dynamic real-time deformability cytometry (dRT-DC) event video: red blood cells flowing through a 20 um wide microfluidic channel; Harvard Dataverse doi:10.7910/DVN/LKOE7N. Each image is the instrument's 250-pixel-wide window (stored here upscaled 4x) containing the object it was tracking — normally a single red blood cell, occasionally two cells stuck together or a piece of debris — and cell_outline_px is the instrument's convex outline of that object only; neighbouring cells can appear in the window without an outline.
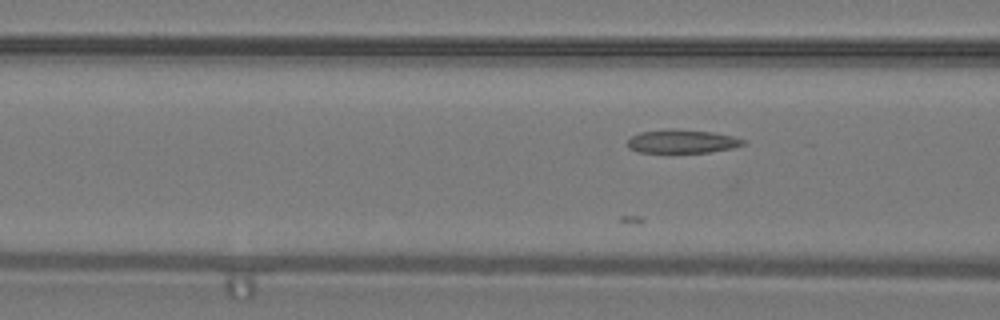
{"species": "common noctule bat (a hibernating species)", "species_latin": "Nyctalus noctula", "temperature_condition": "warm", "stored_images_in_passage": 13, "camera_frame_rate_fps": 3000, "um_per_image_px": 0.085, "animal": {"sex": "male", "body_mass_g": 19.2, "forearm_length_mm": 51.8}, "frame": {"image": 1, "passage_image": 4, "time_ms": 1.0, "image_size_px": [1000, 320], "cell_outline_px": [[744, 144], [732, 148], [708, 152], [636, 152], [628, 148], [628, 140], [632, 136], [640, 132], [672, 128], [712, 132], [732, 136], [744, 140]], "centroid_in_image_um": [57.94, 12.01], "position_along_channel_um": 108.7, "area_um2": 15.72}}
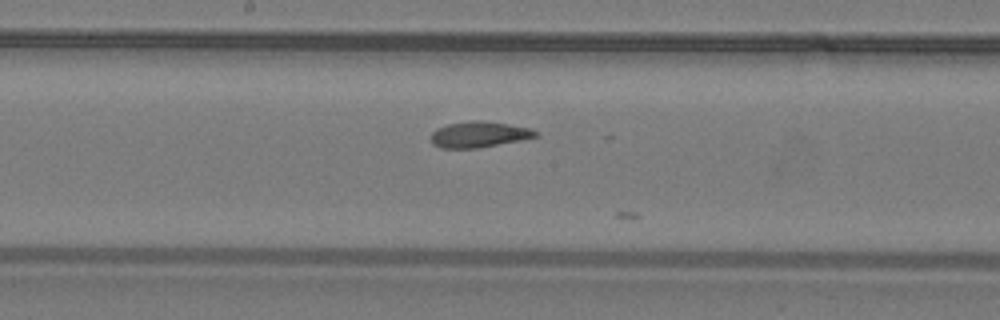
{"frame": {"image": 2, "passage_image": 11, "time_ms": 3.333, "image_size_px": [1000, 320], "cell_outline_px": [[540, 136], [520, 140], [476, 148], [440, 148], [432, 144], [432, 132], [436, 128], [448, 124], [472, 120], [476, 120], [508, 124], [528, 128], [536, 132]], "centroid_in_image_um": [40.67, 11.43], "position_along_channel_um": 207.5, "area_um2": 15.55}}